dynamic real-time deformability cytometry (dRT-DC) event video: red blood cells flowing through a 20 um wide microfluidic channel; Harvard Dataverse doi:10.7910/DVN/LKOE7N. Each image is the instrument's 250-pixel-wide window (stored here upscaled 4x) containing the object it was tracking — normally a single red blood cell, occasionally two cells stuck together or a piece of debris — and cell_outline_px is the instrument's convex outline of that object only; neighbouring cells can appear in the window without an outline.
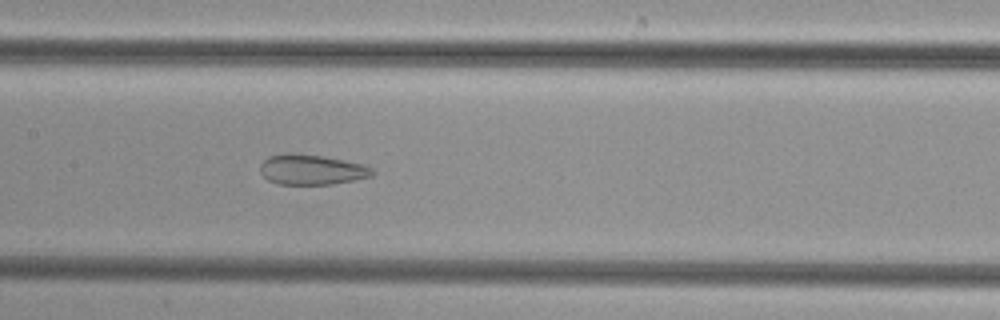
{"species": "common noctule bat (a hibernating species)", "species_latin": "Nyctalus noctula", "temperature_condition": "cold", "stored_images_in_passage": 50, "camera_frame_rate_fps": 3000, "um_per_image_px": 0.085, "animal": {"sex": "female", "body_mass_g": 29.2, "forearm_length_mm": 56.3}, "frame": {"image": 1, "passage_image": 25, "time_ms": 8.0, "image_size_px": [1000, 320], "cell_outline_px": [[376, 172], [372, 176], [356, 180], [332, 184], [276, 184], [268, 180], [260, 172], [260, 164], [268, 156], [288, 152], [296, 152], [324, 156], [360, 164], [372, 168]], "centroid_in_image_um": [26.46, 14.41], "position_along_channel_um": 180.9, "area_um2": 19.94}}
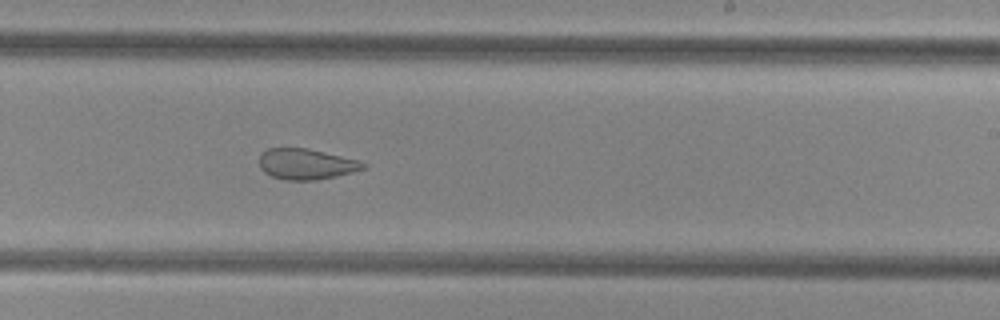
{"frame": {"image": 2, "passage_image": 31, "time_ms": 10.0, "image_size_px": [1000, 320], "cell_outline_px": [[368, 168], [336, 176], [316, 180], [288, 180], [272, 176], [264, 172], [260, 168], [260, 156], [268, 148], [308, 148], [360, 160], [368, 164]], "centroid_in_image_um": [26.08, 13.94], "position_along_channel_um": 262.9, "area_um2": 18.67}}
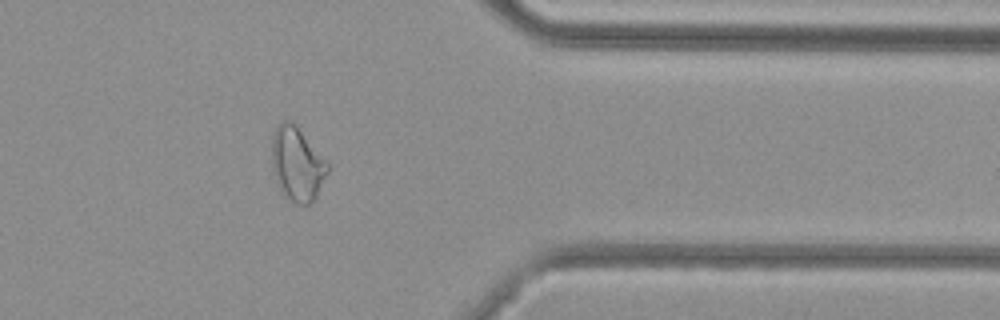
{"frame": {"image": 3, "passage_image": 41, "time_ms": 13.333, "image_size_px": [1000, 320], "cell_outline_px": [[332, 164], [316, 196], [308, 204], [296, 204], [288, 200], [284, 196], [276, 180], [272, 168], [272, 136], [276, 128], [284, 120], [292, 120]], "centroid_in_image_um": [25.29, 13.92], "position_along_channel_um": 386.1, "area_um2": 24.39}}